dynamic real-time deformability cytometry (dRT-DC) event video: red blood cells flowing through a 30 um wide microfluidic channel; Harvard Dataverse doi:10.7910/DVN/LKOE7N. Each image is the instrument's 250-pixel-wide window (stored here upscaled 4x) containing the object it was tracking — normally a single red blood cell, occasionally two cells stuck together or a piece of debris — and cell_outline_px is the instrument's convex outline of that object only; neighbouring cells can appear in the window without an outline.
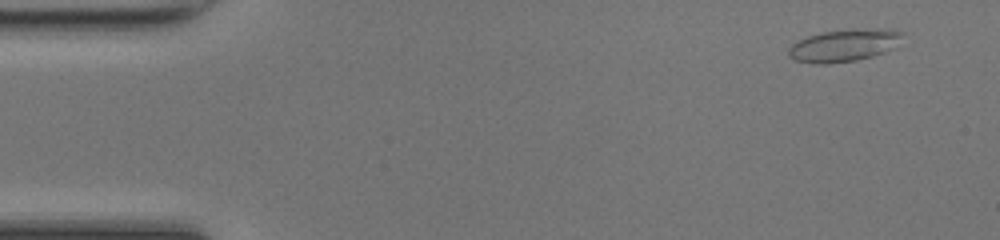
{"species": "common noctule bat (a hibernating species)", "species_latin": "Nyctalus noctula", "temperature_condition": "room temperature", "stored_images_in_passage": 46, "camera_frame_rate_fps": 3000, "um_per_image_px": 0.085, "animal": {"sex": "female", "body_mass_g": 17.0, "forearm_length_mm": 48.0}, "frame": {"image": 1, "passage_image": 1, "time_ms": 0.0, "image_size_px": [1000, 240], "cell_outline_px": [[904, 32], [892, 48], [884, 52], [872, 56], [856, 60], [828, 64], [816, 64], [796, 60], [788, 56], [788, 48], [796, 40], [808, 36], [824, 32], [852, 28], [888, 28]], "centroid_in_image_um": [71.71, 3.84], "position_along_channel_um": 13.3, "area_um2": 21.56}}
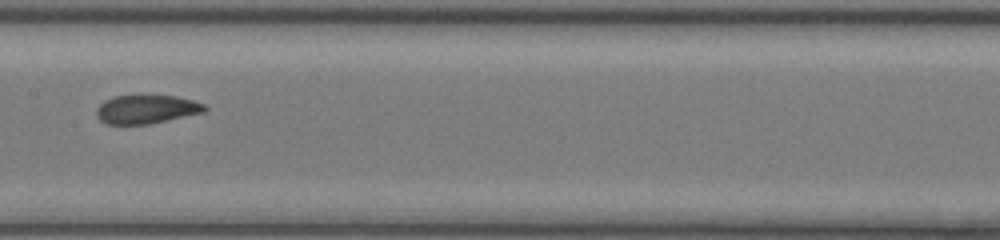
{"frame": {"image": 2, "passage_image": 22, "time_ms": 7.0, "image_size_px": [1000, 240], "cell_outline_px": [[208, 108], [204, 112], [148, 124], [104, 124], [96, 116], [96, 108], [104, 100], [116, 96], [176, 96], [192, 100], [204, 104]], "centroid_in_image_um": [12.42, 9.29], "position_along_channel_um": 195.0, "area_um2": 17.92}}
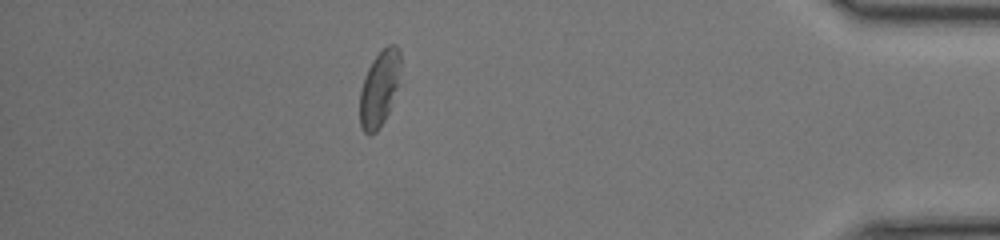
{"frame": {"image": 3, "passage_image": 40, "time_ms": 13.0, "image_size_px": [1000, 240], "cell_outline_px": [[400, 64], [396, 88], [388, 112], [384, 120], [376, 132], [364, 132], [360, 124], [360, 92], [368, 68], [372, 60], [388, 44], [396, 44], [400, 48]], "centroid_in_image_um": [32.24, 7.48], "position_along_channel_um": 403.0, "area_um2": 17.4}, "authors_computed_cell_mechanics": {"area_um2": 19.0162, "velocity_mm_per_s": 4.2797, "shape_relaxation_time_tau1_ms": 9.2114, "shape_relaxation_time_tau2_ms": 0.9089, "deformation_change_tau1": 0.2147, "deformation_change_tau2": 0.0497}}